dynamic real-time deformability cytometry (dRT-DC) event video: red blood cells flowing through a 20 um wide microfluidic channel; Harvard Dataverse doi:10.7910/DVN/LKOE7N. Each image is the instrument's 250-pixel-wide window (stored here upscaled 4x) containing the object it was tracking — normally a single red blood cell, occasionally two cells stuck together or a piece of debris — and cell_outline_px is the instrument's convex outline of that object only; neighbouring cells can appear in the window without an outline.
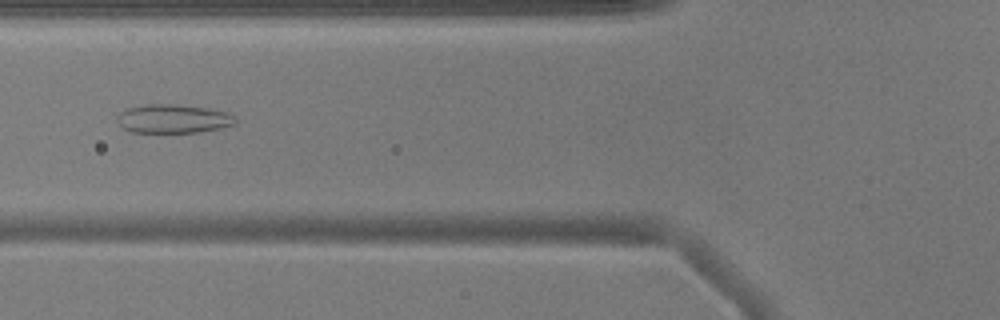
{"species": "common noctule bat (a hibernating species)", "species_latin": "Nyctalus noctula", "temperature_condition": "warm", "stored_images_in_passage": 34, "camera_frame_rate_fps": 3000, "um_per_image_px": 0.085, "animal": {"sex": "male", "body_mass_g": 17.9}, "frame": {"image": 1, "passage_image": 5, "time_ms": 1.333, "image_size_px": [1000, 320], "cell_outline_px": [[236, 124], [220, 128], [196, 132], [132, 132], [124, 128], [116, 120], [120, 112], [128, 108], [144, 104], [176, 104], [208, 108], [228, 112], [236, 116]], "centroid_in_image_um": [14.75, 10.08], "position_along_channel_um": 111.0, "area_um2": 19.83}}
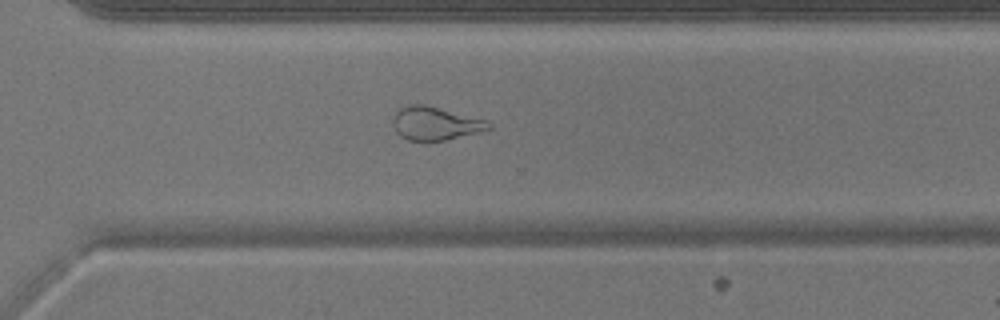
{"frame": {"image": 2, "passage_image": 22, "time_ms": 7.0, "image_size_px": [1000, 320], "cell_outline_px": [[492, 128], [444, 140], [408, 140], [400, 136], [396, 132], [392, 124], [392, 116], [396, 108], [412, 104], [424, 104], [488, 120], [492, 124]], "centroid_in_image_um": [36.94, 10.47], "position_along_channel_um": 333.7, "area_um2": 18.61}}
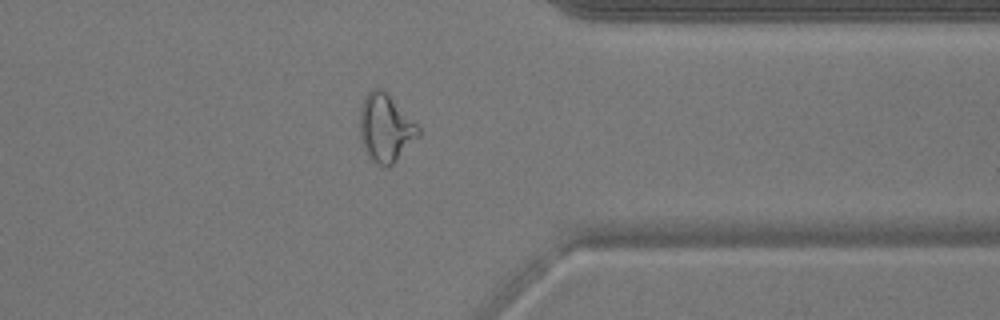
{"frame": {"image": 3, "passage_image": 26, "time_ms": 8.333, "image_size_px": [1000, 320], "cell_outline_px": [[420, 136], [388, 168], [376, 164], [368, 156], [364, 148], [360, 136], [360, 104], [364, 96], [372, 88], [380, 88], [420, 128]], "centroid_in_image_um": [32.74, 10.91], "position_along_channel_um": 378.7, "area_um2": 22.77}}